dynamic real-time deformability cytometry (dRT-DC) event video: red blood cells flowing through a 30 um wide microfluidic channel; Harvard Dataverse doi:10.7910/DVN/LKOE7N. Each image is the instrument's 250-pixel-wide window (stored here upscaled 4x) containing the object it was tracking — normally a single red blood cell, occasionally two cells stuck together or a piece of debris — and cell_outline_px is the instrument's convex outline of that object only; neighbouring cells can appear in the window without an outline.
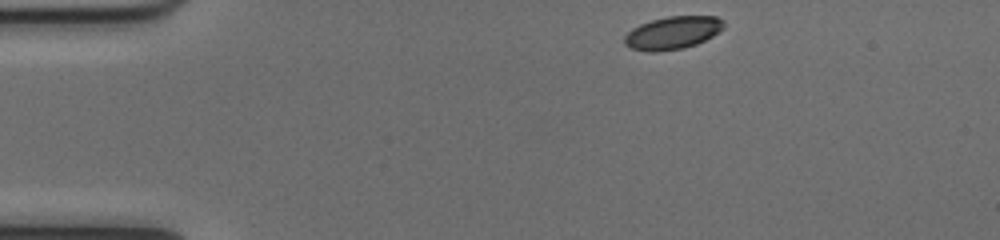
{"species": "common noctule bat (a hibernating species)", "species_latin": "Nyctalus noctula", "temperature_condition": "cold", "stored_images_in_passage": 44, "camera_frame_rate_fps": 3000, "um_per_image_px": 0.085, "animal": {"sex": "female", "body_mass_g": 17.0, "forearm_length_mm": 48.0}, "frame": {"image": 1, "passage_image": 1, "time_ms": 0.0, "image_size_px": [1000, 240], "cell_outline_px": [[724, 28], [712, 36], [696, 44], [684, 48], [656, 52], [648, 52], [632, 48], [624, 44], [624, 36], [632, 28], [640, 24], [652, 20], [668, 16], [716, 16], [724, 20]], "centroid_in_image_um": [57.17, 2.79], "position_along_channel_um": 27.8, "area_um2": 19.02}}
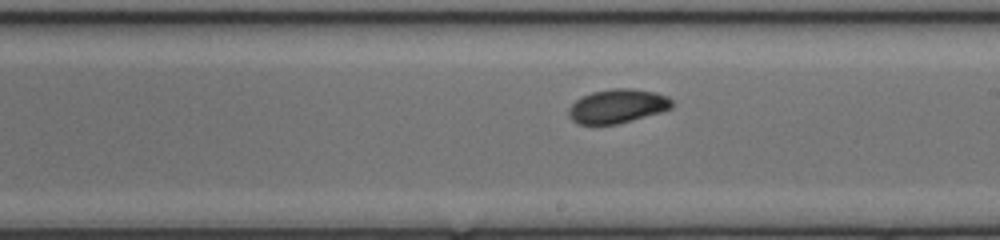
{"frame": {"image": 2, "passage_image": 22, "time_ms": 7.0, "image_size_px": [1000, 240], "cell_outline_px": [[672, 108], [660, 112], [632, 120], [616, 124], [576, 124], [568, 116], [568, 108], [580, 96], [592, 92], [612, 88], [632, 88], [656, 92], [668, 96], [672, 100]], "centroid_in_image_um": [52.46, 9.01], "position_along_channel_um": 236.5, "area_um2": 20.58}}
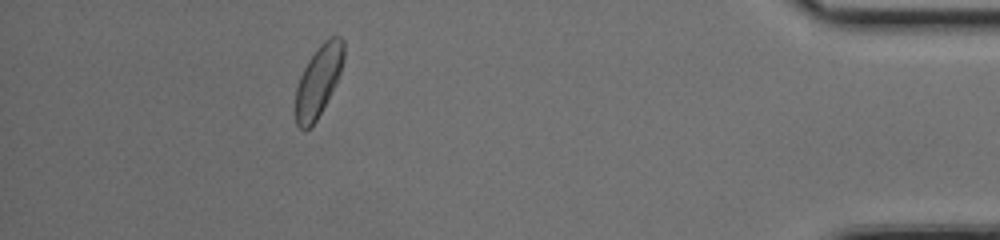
{"frame": {"image": 3, "passage_image": 39, "time_ms": 12.667, "image_size_px": [1000, 240], "cell_outline_px": [[344, 60], [336, 84], [316, 120], [304, 132], [296, 124], [296, 88], [300, 76], [308, 60], [316, 48], [328, 36], [340, 36], [344, 40]], "centroid_in_image_um": [27.08, 6.83], "position_along_channel_um": 408.1, "area_um2": 19.94}, "authors_computed_cell_mechanics": {"area_um2": 20.0277, "velocity_mm_per_s": 3.9886, "shape_relaxation_time_tau1_ms": 2.2938, "shape_relaxation_time_tau2_ms": 3.1543, "deformation_change_tau1": 0.0957, "deformation_change_tau2": 0.0672}}